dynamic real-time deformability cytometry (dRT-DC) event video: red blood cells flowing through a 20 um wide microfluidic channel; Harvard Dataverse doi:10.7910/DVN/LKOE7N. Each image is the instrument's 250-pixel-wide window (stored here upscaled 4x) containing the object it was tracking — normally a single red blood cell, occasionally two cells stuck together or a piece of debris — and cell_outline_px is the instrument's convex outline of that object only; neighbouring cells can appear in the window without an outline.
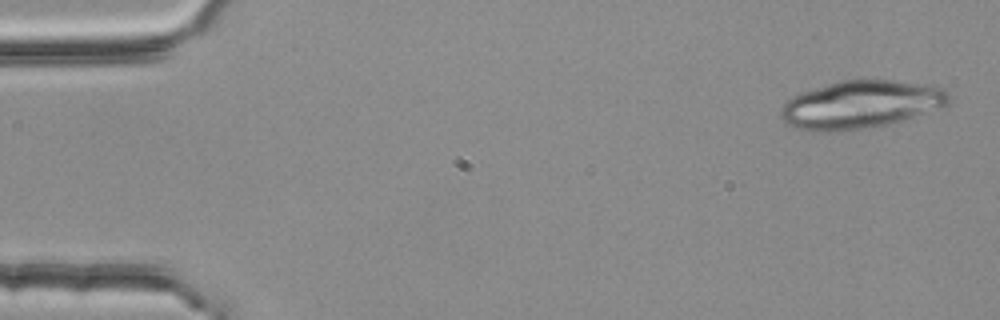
{"species": "common noctule bat (a hibernating species)", "species_latin": "Nyctalus noctula", "temperature_condition": "room temperature", "stored_images_in_passage": 4, "camera_frame_rate_fps": 3000, "um_per_image_px": 0.085, "animal": {"sex": "female", "body_mass_g": 25.1}, "frame": {"image": 1, "passage_image": 1, "time_ms": 0.0, "image_size_px": [1000, 320], "cell_outline_px": [[952, 100], [948, 104], [904, 120], [888, 124], [860, 128], [824, 132], [816, 132], [796, 128], [788, 124], [780, 116], [780, 108], [792, 96], [840, 80], [892, 80], [928, 84], [944, 88]], "centroid_in_image_um": [73.18, 8.88], "position_along_channel_um": 11.8, "area_um2": 46.47}}